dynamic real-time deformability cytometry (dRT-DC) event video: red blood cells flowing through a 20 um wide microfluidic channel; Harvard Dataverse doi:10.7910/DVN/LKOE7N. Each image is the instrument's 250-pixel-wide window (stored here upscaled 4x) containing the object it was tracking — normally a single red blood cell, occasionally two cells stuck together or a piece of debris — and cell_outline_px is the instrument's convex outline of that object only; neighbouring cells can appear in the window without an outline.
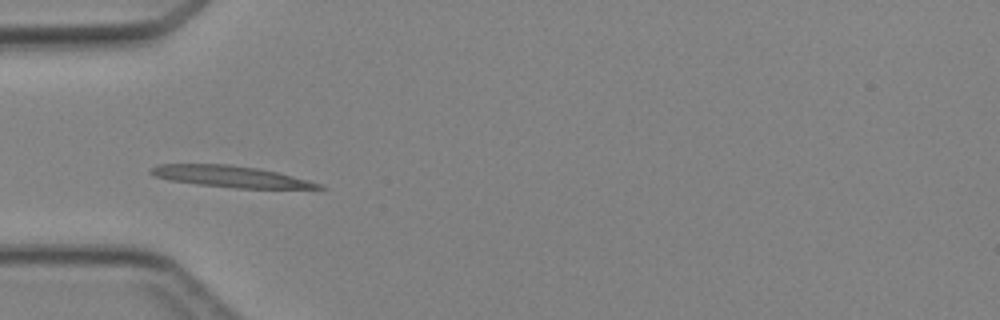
{"species": "Egyptian fruit bat (a non-hibernating species)", "species_latin": "Rousettus aegyptiacus", "temperature_condition": "cold", "stored_images_in_passage": 4, "camera_frame_rate_fps": 3000, "um_per_image_px": 0.085, "animal": {"sex": "female"}, "frame": {"image": 1, "passage_image": 3, "time_ms": 2.333, "image_size_px": [1000, 320], "cell_outline_px": [[328, 188], [236, 188], [196, 184], [168, 180], [156, 176], [148, 172], [152, 168], [160, 164], [228, 164], [256, 168], [276, 172], [308, 180], [320, 184]], "centroid_in_image_um": [19.55, 15.0], "position_along_channel_um": 65.4, "area_um2": 20.58}}
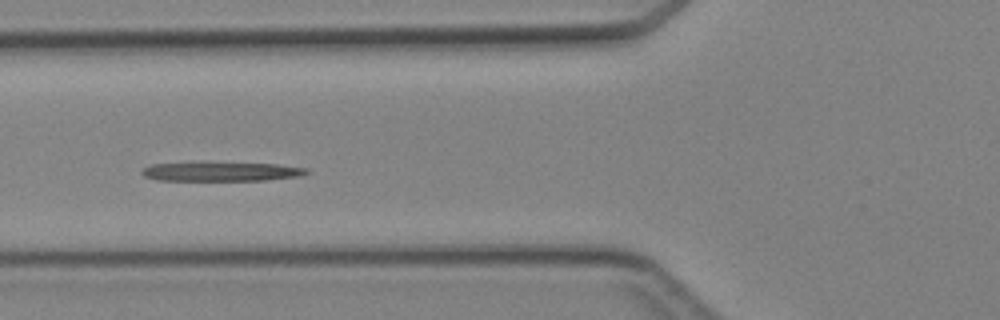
{"frame": {"image": 2, "passage_image": 4, "time_ms": 3.333, "image_size_px": [1000, 320], "cell_outline_px": [[308, 172], [300, 176], [264, 180], [156, 180], [144, 176], [140, 172], [144, 168], [152, 164], [276, 164], [308, 168]], "centroid_in_image_um": [18.82, 14.61], "position_along_channel_um": 107.0, "area_um2": 17.46}}